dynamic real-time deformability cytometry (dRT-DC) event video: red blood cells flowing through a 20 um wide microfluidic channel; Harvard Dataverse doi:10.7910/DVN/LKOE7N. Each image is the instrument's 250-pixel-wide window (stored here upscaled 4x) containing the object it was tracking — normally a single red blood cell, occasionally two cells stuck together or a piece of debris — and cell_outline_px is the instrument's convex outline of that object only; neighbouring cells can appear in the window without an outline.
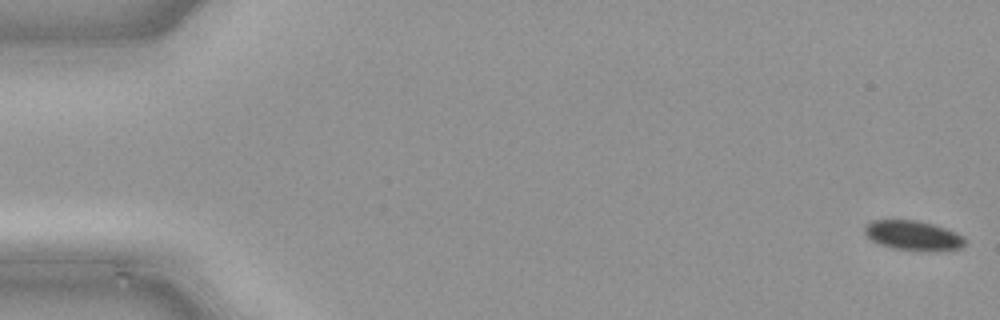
{"species": "common noctule bat (a hibernating species)", "species_latin": "Nyctalus noctula", "temperature_condition": "cold", "stored_images_in_passage": 49, "camera_frame_rate_fps": 3000, "um_per_image_px": 0.085, "animal": {"sex": "male", "body_mass_g": 21.5, "forearm_length_mm": 52.0}, "frame": {"image": 1, "passage_image": 1, "time_ms": 0.0, "image_size_px": [1000, 320], "cell_outline_px": [[964, 244], [960, 248], [896, 248], [880, 244], [872, 240], [864, 232], [864, 228], [872, 220], [916, 220], [932, 224], [956, 232], [964, 236]], "centroid_in_image_um": [77.56, 19.95], "position_along_channel_um": 7.4, "area_um2": 16.24}}
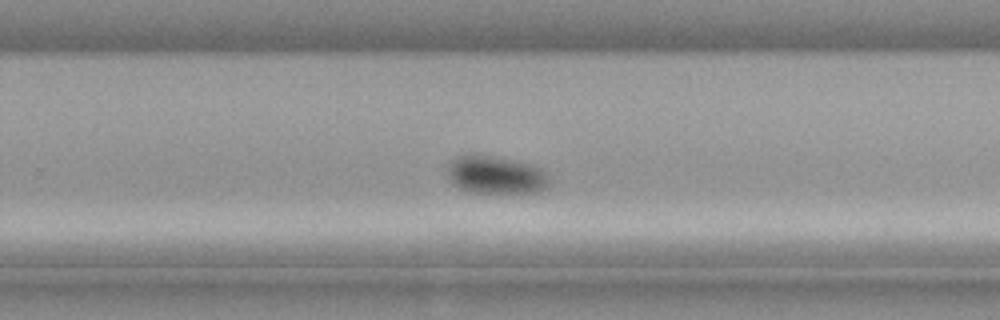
{"frame": {"image": 2, "passage_image": 32, "time_ms": 10.333, "image_size_px": [1000, 320], "cell_outline_px": [[548, 188], [540, 192], [468, 192], [452, 184], [448, 176], [448, 168], [452, 160], [456, 156], [468, 152], [472, 152], [532, 164], [540, 168], [548, 176]], "centroid_in_image_um": [42.11, 14.84], "position_along_channel_um": 287.7, "area_um2": 22.72}}
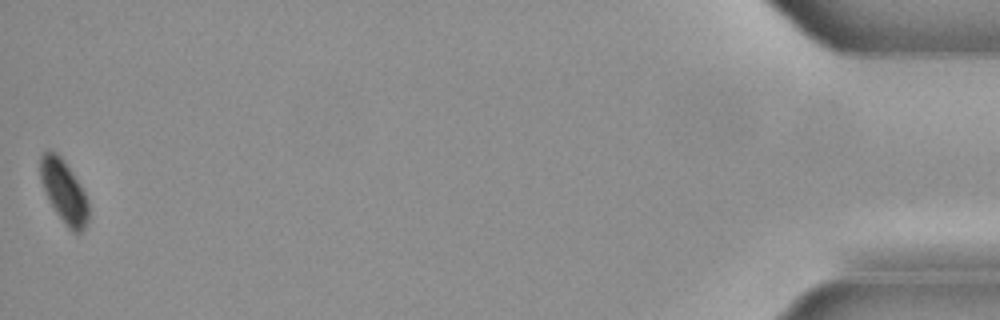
{"frame": {"image": 3, "passage_image": 49, "time_ms": 16.0, "image_size_px": [1000, 320], "cell_outline_px": [[88, 220], [84, 228], [80, 232], [72, 232], [68, 228], [56, 212], [40, 180], [40, 156], [48, 148], [56, 152], [64, 160], [72, 172], [84, 192], [88, 200]], "centroid_in_image_um": [5.43, 16.24], "position_along_channel_um": 429.8, "area_um2": 17.4}}